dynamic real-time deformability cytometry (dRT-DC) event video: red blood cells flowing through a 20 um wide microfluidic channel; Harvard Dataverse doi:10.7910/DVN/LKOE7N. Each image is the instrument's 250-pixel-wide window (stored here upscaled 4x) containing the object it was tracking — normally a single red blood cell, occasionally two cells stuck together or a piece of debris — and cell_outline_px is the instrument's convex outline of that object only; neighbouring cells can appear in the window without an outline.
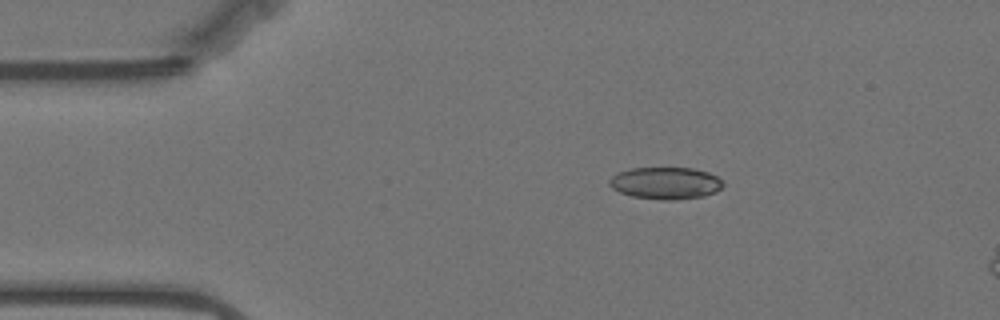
{"species": "Egyptian fruit bat (a non-hibernating species)", "species_latin": "Rousettus aegyptiacus", "temperature_condition": "warm", "stored_images_in_passage": 8, "camera_frame_rate_fps": 3000, "um_per_image_px": 0.085, "animal": {"sex": "female"}, "frame": {"image": 1, "passage_image": 1, "time_ms": 0.0, "image_size_px": [1000, 320], "cell_outline_px": [[724, 184], [716, 192], [704, 196], [676, 200], [660, 200], [632, 196], [620, 192], [612, 188], [608, 184], [608, 180], [612, 176], [620, 172], [632, 168], [692, 168], [708, 172], [724, 180]], "centroid_in_image_um": [56.59, 15.57], "position_along_channel_um": 28.4, "area_um2": 21.33}}